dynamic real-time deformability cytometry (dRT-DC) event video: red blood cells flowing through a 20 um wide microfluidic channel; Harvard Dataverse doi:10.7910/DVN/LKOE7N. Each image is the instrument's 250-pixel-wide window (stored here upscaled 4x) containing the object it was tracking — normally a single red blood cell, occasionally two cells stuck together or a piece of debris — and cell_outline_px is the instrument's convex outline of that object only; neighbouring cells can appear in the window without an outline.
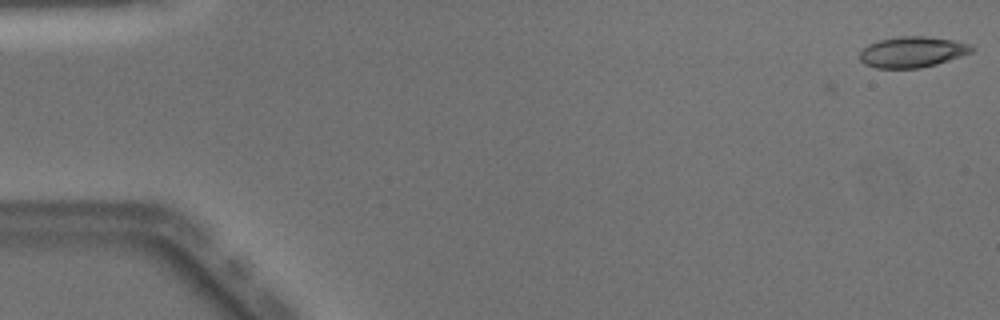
{"species": "Egyptian fruit bat (a non-hibernating species)", "species_latin": "Rousettus aegyptiacus", "temperature_condition": "warm", "stored_images_in_passage": 4, "camera_frame_rate_fps": 3000, "um_per_image_px": 0.085, "animal": {"sex": "male"}, "frame": {"image": 1, "passage_image": 1, "time_ms": 0.0, "image_size_px": [1000, 320], "cell_outline_px": [[976, 48], [972, 52], [936, 64], [920, 68], [876, 68], [864, 64], [860, 60], [860, 52], [868, 44], [880, 40], [900, 36], [924, 36], [956, 40], [972, 44]], "centroid_in_image_um": [77.57, 4.41], "position_along_channel_um": 7.4, "area_um2": 20.17}}